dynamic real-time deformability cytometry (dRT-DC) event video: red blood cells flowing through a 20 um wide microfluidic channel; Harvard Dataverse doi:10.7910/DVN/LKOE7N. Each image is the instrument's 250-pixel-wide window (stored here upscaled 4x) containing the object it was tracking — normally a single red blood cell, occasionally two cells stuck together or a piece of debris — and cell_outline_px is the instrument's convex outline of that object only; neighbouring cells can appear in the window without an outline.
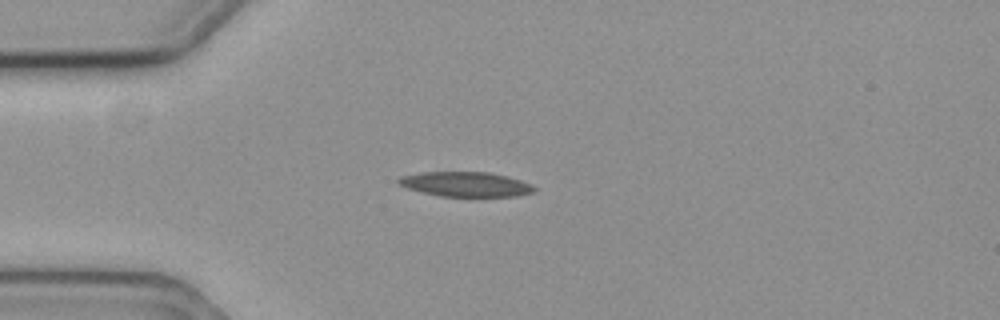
{"species": "common noctule bat (a hibernating species)", "species_latin": "Nyctalus noctula", "temperature_condition": "cold", "stored_images_in_passage": 9, "camera_frame_rate_fps": 3000, "um_per_image_px": 0.085, "animal": {"sex": "female", "body_mass_g": 19.3, "forearm_length_mm": 54.1}, "frame": {"image": 1, "passage_image": 3, "time_ms": 0.667, "image_size_px": [1000, 320], "cell_outline_px": [[536, 192], [516, 196], [440, 196], [408, 188], [396, 184], [396, 180], [400, 176], [420, 172], [488, 172], [508, 176], [532, 184], [536, 188]], "centroid_in_image_um": [39.59, 15.65], "position_along_channel_um": 45.4, "area_um2": 19.65}}
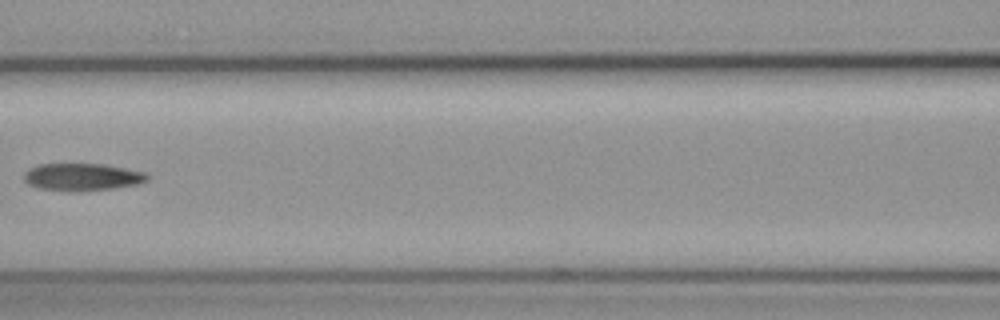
{"frame": {"image": 2, "passage_image": 6, "time_ms": 1.667, "image_size_px": [1000, 320], "cell_outline_px": [[148, 180], [140, 184], [112, 188], [80, 192], [68, 192], [40, 188], [28, 184], [24, 180], [24, 172], [40, 164], [104, 164], [144, 172], [148, 176]], "centroid_in_image_um": [6.99, 15.06], "position_along_channel_um": 159.6, "area_um2": 19.71}}
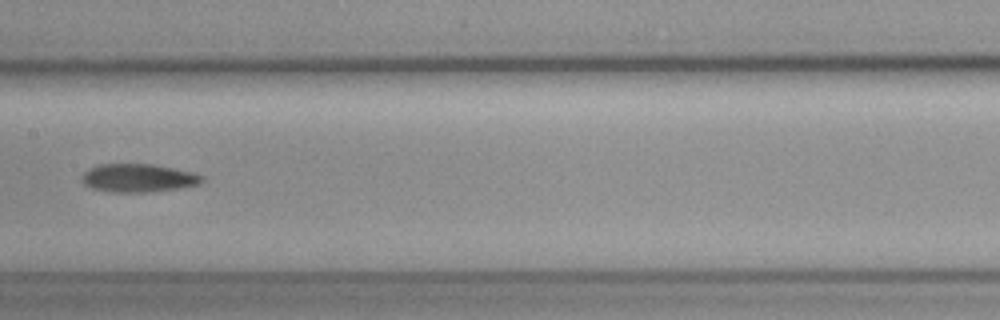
{"frame": {"image": 3, "passage_image": 7, "time_ms": 2.0, "image_size_px": [1000, 320], "cell_outline_px": [[204, 180], [200, 184], [180, 188], [144, 192], [112, 192], [92, 188], [84, 184], [84, 172], [88, 168], [96, 164], [152, 164], [192, 172], [204, 176]], "centroid_in_image_um": [11.77, 15.12], "position_along_channel_um": 195.6, "area_um2": 19.65}}